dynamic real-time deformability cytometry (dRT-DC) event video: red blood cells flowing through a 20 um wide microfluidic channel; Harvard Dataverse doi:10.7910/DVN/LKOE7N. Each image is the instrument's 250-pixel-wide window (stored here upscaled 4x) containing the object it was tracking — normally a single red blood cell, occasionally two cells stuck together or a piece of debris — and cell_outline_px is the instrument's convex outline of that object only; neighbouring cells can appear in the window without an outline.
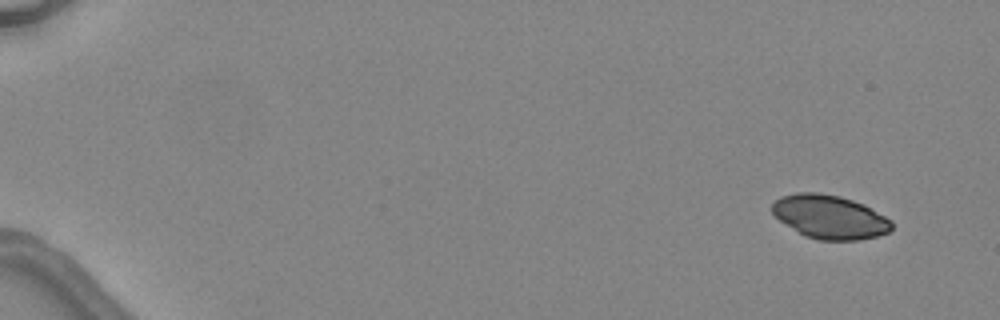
{"species": "common noctule bat (a hibernating species)", "species_latin": "Nyctalus noctula", "temperature_condition": "warm", "stored_images_in_passage": 6, "camera_frame_rate_fps": 3000, "um_per_image_px": 0.085, "animal": {"sex": "female", "body_mass_g": 24.6, "forearm_length_mm": 56.2}, "frame": {"image": 1, "passage_image": 1, "time_ms": 0.0, "image_size_px": [1000, 320], "cell_outline_px": [[892, 228], [888, 232], [876, 236], [860, 240], [820, 240], [804, 236], [780, 220], [772, 212], [772, 204], [780, 196], [796, 192], [820, 192], [840, 196], [864, 204], [892, 220]], "centroid_in_image_um": [70.53, 18.43], "position_along_channel_um": 14.5, "area_um2": 30.46}}